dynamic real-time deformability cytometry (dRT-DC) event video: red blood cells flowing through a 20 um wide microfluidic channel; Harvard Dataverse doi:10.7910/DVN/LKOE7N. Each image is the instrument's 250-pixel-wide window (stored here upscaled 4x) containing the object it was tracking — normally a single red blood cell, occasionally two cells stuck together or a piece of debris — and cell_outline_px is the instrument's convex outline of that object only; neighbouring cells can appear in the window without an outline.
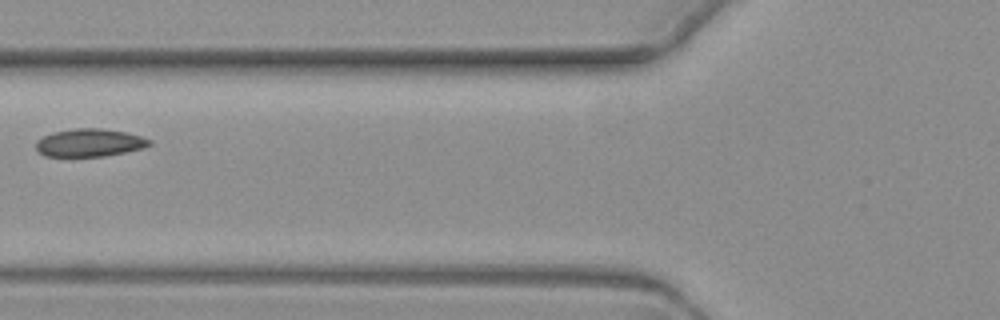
{"species": "common noctule bat (a hibernating species)", "species_latin": "Nyctalus noctula", "temperature_condition": "warm", "stored_images_in_passage": 6, "camera_frame_rate_fps": 3000, "um_per_image_px": 0.085, "animal": {"sex": "female", "body_mass_g": 19.3, "forearm_length_mm": 54.1}, "frame": {"image": 1, "passage_image": 6, "time_ms": 6.0, "image_size_px": [1000, 320], "cell_outline_px": [[152, 144], [144, 148], [104, 156], [44, 156], [36, 148], [36, 140], [52, 132], [72, 128], [100, 128], [124, 132], [140, 136], [152, 140]], "centroid_in_image_um": [7.6, 12.12], "position_along_channel_um": 118.2, "area_um2": 18.38}}